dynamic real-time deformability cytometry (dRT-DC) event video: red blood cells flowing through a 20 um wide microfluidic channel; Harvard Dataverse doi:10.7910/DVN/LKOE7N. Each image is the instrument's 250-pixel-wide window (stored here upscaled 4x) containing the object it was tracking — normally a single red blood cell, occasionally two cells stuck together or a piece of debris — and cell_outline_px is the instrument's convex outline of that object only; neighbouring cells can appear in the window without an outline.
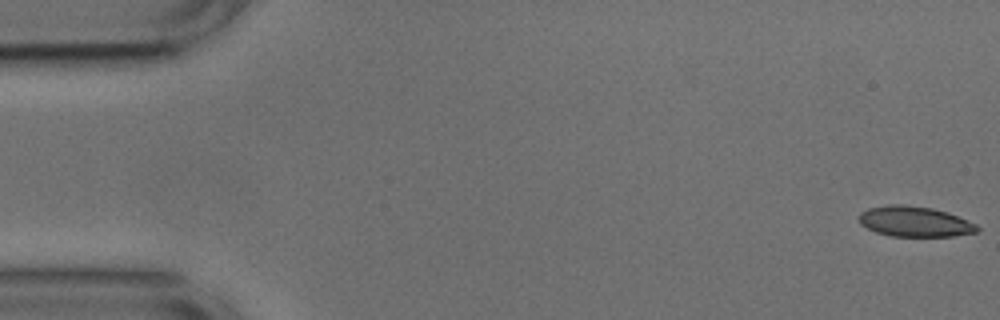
{"species": "common noctule bat (a hibernating species)", "species_latin": "Nyctalus noctula", "temperature_condition": "cold", "stored_images_in_passage": 53, "camera_frame_rate_fps": 3000, "um_per_image_px": 0.085, "animal": {"sex": "male", "body_mass_g": 17.9, "forearm_length_mm": 54.2}, "frame": {"image": 1, "passage_image": 1, "time_ms": 0.0, "image_size_px": [1000, 320], "cell_outline_px": [[980, 228], [976, 232], [952, 236], [892, 236], [876, 232], [860, 224], [860, 212], [868, 208], [888, 204], [904, 204], [932, 208], [948, 212], [976, 224]], "centroid_in_image_um": [77.74, 18.82], "position_along_channel_um": 7.3, "area_um2": 20.87}}
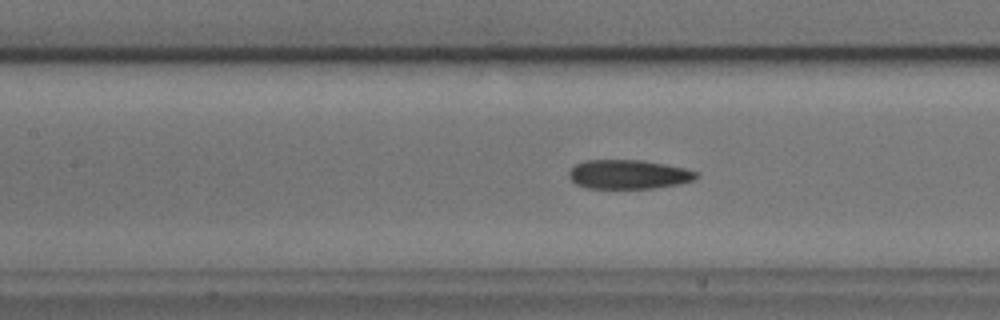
{"frame": {"image": 2, "passage_image": 23, "time_ms": 7.333, "image_size_px": [1000, 320], "cell_outline_px": [[700, 176], [696, 180], [680, 184], [652, 188], [588, 188], [576, 184], [568, 176], [568, 172], [576, 164], [584, 160], [644, 160], [684, 168], [700, 172]], "centroid_in_image_um": [53.47, 14.82], "position_along_channel_um": 153.9, "area_um2": 21.79}}
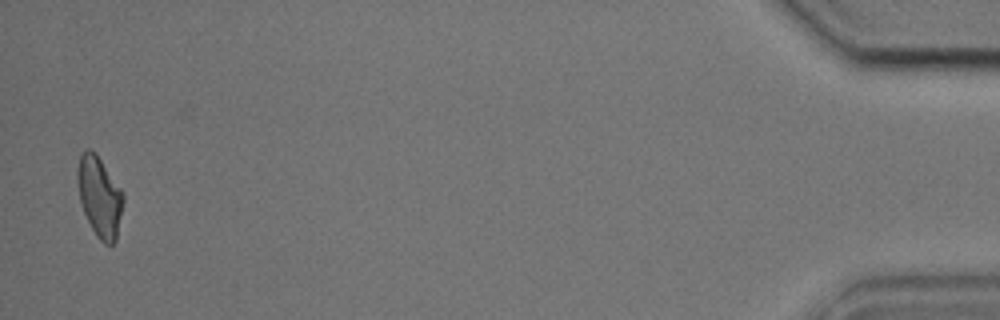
{"frame": {"image": 3, "passage_image": 52, "time_ms": 17.0, "image_size_px": [1000, 320], "cell_outline_px": [[124, 200], [116, 240], [112, 244], [104, 244], [96, 236], [84, 212], [80, 200], [76, 180], [76, 172], [80, 156], [88, 148], [96, 152], [124, 192]], "centroid_in_image_um": [8.47, 16.69], "position_along_channel_um": 426.7, "area_um2": 21.56}, "authors_computed_cell_mechanics": {"area_um2": 21.7906, "velocity_mm_per_s": 3.7637, "shape_relaxation_time_tau1_ms": null, "shape_relaxation_time_tau2_ms": 3.7875, "deformation_change_tau1": null, "deformation_change_tau2": 0.1119}}